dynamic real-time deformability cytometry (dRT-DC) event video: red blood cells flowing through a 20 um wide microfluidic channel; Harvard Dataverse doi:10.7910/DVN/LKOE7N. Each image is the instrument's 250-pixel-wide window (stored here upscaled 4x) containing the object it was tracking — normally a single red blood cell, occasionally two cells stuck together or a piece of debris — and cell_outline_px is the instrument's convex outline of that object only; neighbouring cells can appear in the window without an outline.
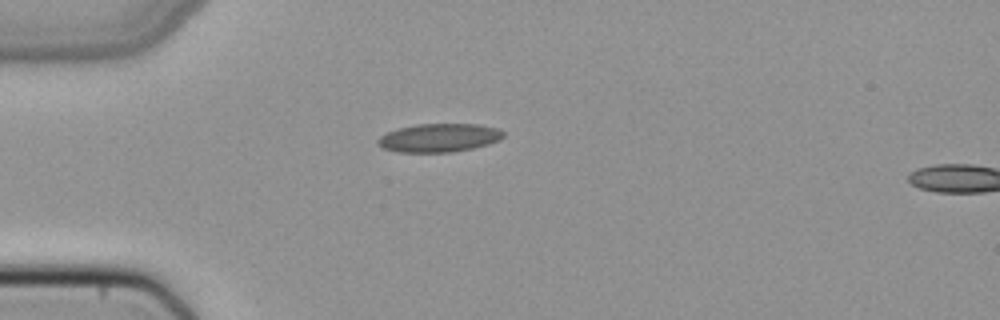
{"species": "common noctule bat (a hibernating species)", "species_latin": "Nyctalus noctula", "temperature_condition": "cold", "stored_images_in_passage": 3, "camera_frame_rate_fps": 3000, "um_per_image_px": 0.085, "animal": {"sex": "female", "body_mass_g": 22.7, "forearm_length_mm": 54.2}, "frame": {"image": 1, "passage_image": 1, "time_ms": 0.0, "image_size_px": [1000, 320], "cell_outline_px": [[504, 136], [500, 140], [488, 144], [472, 148], [452, 152], [396, 152], [384, 148], [376, 144], [376, 140], [380, 136], [388, 132], [400, 128], [416, 124], [476, 124], [496, 128], [504, 132]], "centroid_in_image_um": [37.3, 11.71], "position_along_channel_um": 47.7, "area_um2": 20.75}}